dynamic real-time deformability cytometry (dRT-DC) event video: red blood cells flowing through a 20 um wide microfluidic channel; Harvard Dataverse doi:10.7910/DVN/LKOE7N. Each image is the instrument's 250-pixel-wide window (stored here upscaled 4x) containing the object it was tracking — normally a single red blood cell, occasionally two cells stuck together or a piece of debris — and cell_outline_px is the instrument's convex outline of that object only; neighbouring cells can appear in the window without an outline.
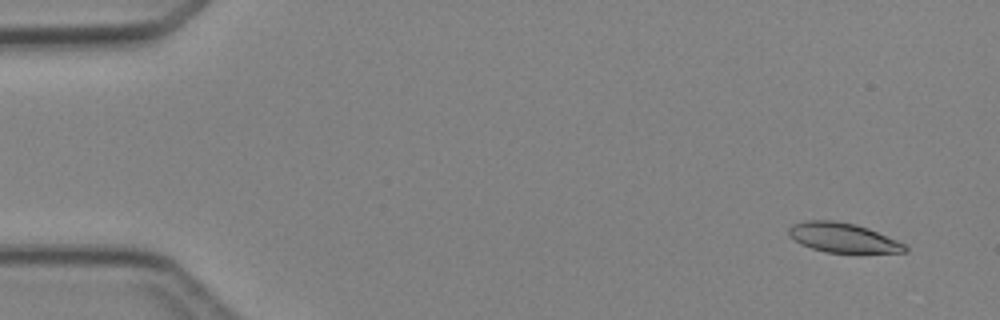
{"species": "Egyptian fruit bat (a non-hibernating species)", "species_latin": "Rousettus aegyptiacus", "temperature_condition": "cold", "stored_images_in_passage": 4, "camera_frame_rate_fps": 3000, "um_per_image_px": 0.085, "animal": {"sex": "female"}, "frame": {"image": 1, "passage_image": 1, "time_ms": 0.0, "image_size_px": [1000, 320], "cell_outline_px": [[908, 252], [824, 252], [800, 244], [788, 236], [788, 228], [792, 224], [804, 220], [832, 220], [856, 224], [868, 228], [896, 240], [904, 244], [908, 248]], "centroid_in_image_um": [71.59, 20.19], "position_along_channel_um": 13.4, "area_um2": 19.94}}
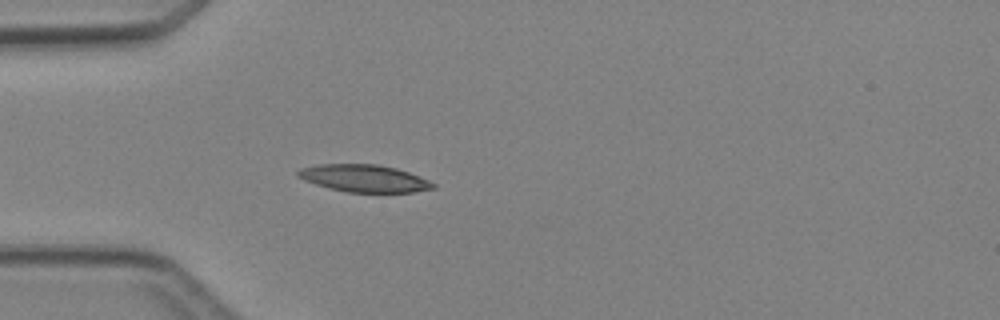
{"frame": {"image": 2, "passage_image": 4, "time_ms": 3.667, "image_size_px": [1000, 320], "cell_outline_px": [[436, 188], [412, 192], [348, 192], [328, 188], [304, 180], [296, 176], [296, 172], [300, 168], [320, 164], [376, 164], [396, 168], [408, 172], [428, 180], [436, 184]], "centroid_in_image_um": [30.93, 15.16], "position_along_channel_um": 54.1, "area_um2": 21.44}}